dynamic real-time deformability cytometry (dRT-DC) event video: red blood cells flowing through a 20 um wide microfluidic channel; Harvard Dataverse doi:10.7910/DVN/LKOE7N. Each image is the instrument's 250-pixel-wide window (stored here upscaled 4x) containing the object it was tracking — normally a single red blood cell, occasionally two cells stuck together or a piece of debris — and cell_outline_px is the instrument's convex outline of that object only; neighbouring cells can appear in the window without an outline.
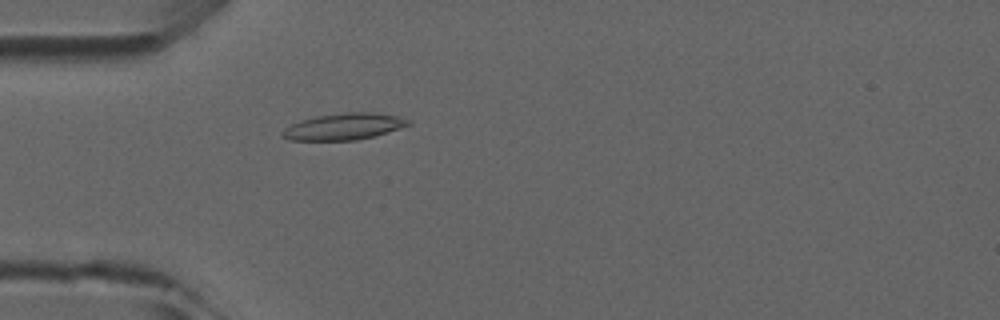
{"species": "common noctule bat (a hibernating species)", "species_latin": "Nyctalus noctula", "temperature_condition": "room temperature", "stored_images_in_passage": 5, "camera_frame_rate_fps": 3000, "um_per_image_px": 0.085, "animal": {"sex": "male", "forearm_length_mm": 52.5}, "frame": {"image": 1, "passage_image": 5, "time_ms": 4.667, "image_size_px": [1000, 320], "cell_outline_px": [[412, 124], [376, 136], [356, 140], [288, 140], [280, 136], [280, 132], [284, 128], [300, 120], [316, 116], [344, 112], [372, 112], [396, 116], [412, 120]], "centroid_in_image_um": [29.22, 10.76], "position_along_channel_um": 55.8, "area_um2": 19.65}}